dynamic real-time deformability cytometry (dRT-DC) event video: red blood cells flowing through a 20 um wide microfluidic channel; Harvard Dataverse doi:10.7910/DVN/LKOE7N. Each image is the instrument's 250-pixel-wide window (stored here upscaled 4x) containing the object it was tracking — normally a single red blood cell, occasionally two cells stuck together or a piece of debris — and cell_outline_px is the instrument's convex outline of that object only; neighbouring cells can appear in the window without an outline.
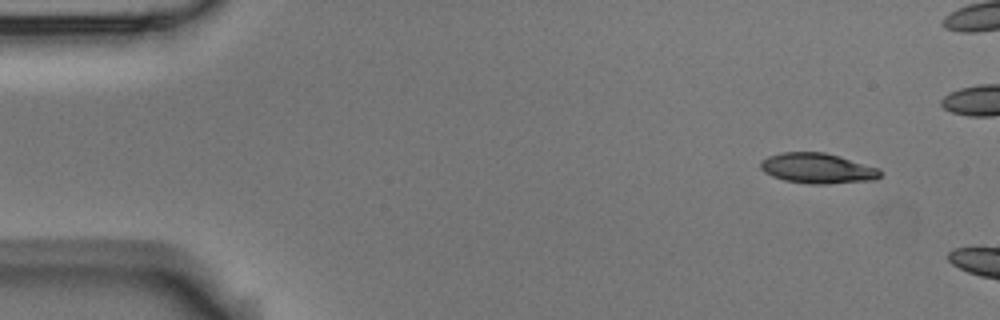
{"species": "Egyptian fruit bat (a non-hibernating species)", "species_latin": "Rousettus aegyptiacus", "temperature_condition": "room temperature", "stored_images_in_passage": 3, "camera_frame_rate_fps": 3000, "um_per_image_px": 0.085, "animal": {"sex": "male"}, "frame": {"image": 1, "passage_image": 1, "time_ms": 0.0, "image_size_px": [1000, 320], "cell_outline_px": [[880, 176], [876, 180], [828, 184], [812, 184], [784, 180], [772, 176], [764, 172], [760, 168], [760, 160], [768, 156], [780, 152], [824, 152], [840, 156], [880, 168]], "centroid_in_image_um": [69.49, 14.3], "position_along_channel_um": 15.5, "area_um2": 21.33}}